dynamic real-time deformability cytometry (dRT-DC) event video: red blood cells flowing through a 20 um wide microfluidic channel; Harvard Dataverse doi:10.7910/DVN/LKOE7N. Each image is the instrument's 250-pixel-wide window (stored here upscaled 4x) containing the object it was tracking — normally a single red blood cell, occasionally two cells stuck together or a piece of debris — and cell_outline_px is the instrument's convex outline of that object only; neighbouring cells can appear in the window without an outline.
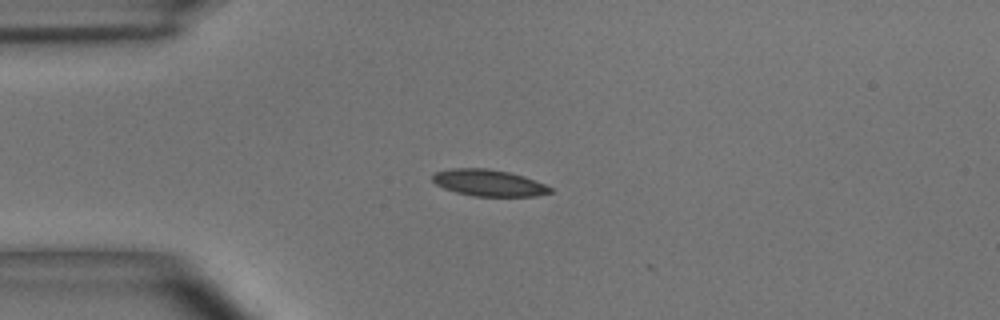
{"species": "common noctule bat (a hibernating species)", "species_latin": "Nyctalus noctula", "temperature_condition": "room temperature", "stored_images_in_passage": 5, "camera_frame_rate_fps": 3000, "um_per_image_px": 0.085, "animal": {"sex": "male", "body_mass_g": 15.6}, "frame": {"image": 1, "passage_image": 1, "time_ms": 0.0, "image_size_px": [1000, 320], "cell_outline_px": [[552, 192], [536, 196], [472, 196], [456, 192], [444, 188], [436, 184], [432, 180], [432, 172], [452, 168], [488, 168], [508, 172], [524, 176], [544, 184], [552, 188]], "centroid_in_image_um": [41.51, 15.54], "position_along_channel_um": 43.5, "area_um2": 18.26}}
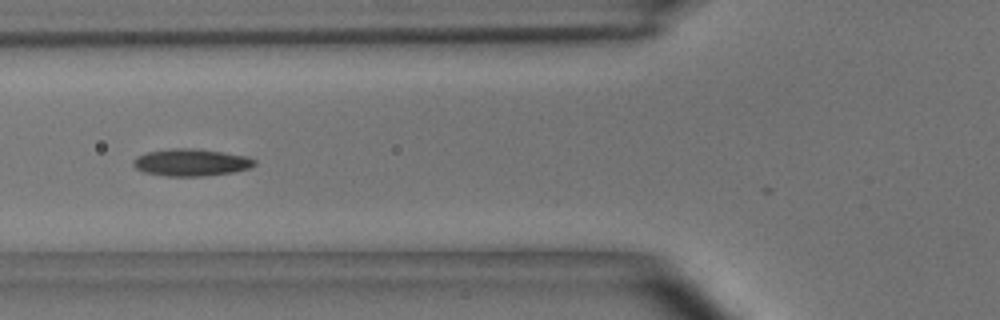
{"frame": {"image": 2, "passage_image": 3, "time_ms": 0.667, "image_size_px": [1000, 320], "cell_outline_px": [[256, 164], [248, 168], [232, 172], [204, 176], [164, 176], [144, 172], [136, 168], [132, 164], [132, 160], [136, 156], [148, 152], [172, 148], [196, 148], [224, 152], [248, 156], [256, 160]], "centroid_in_image_um": [16.23, 13.8], "position_along_channel_um": 109.6, "area_um2": 19.31}}